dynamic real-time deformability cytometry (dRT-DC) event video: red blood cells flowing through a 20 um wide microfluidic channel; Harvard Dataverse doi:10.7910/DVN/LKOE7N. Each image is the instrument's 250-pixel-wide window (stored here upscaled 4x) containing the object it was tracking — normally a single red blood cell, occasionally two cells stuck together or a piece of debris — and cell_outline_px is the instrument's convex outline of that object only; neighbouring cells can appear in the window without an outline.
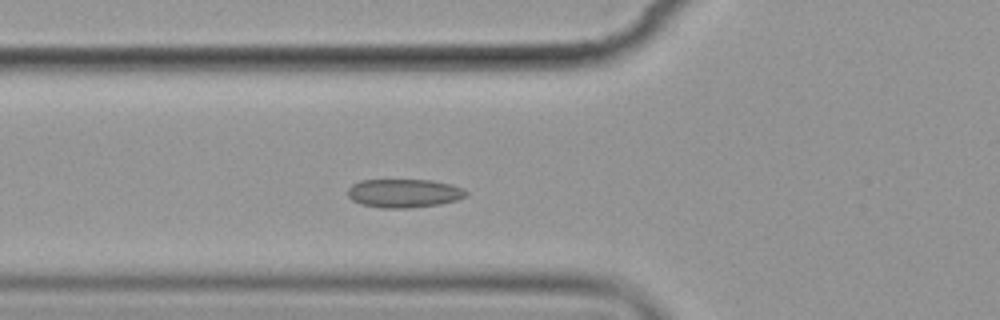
{"species": "common noctule bat (a hibernating species)", "species_latin": "Nyctalus noctula", "temperature_condition": "cold", "stored_images_in_passage": 3, "camera_frame_rate_fps": 3000, "um_per_image_px": 0.085, "animal": {"sex": "female", "body_mass_g": 19.9}, "frame": {"image": 1, "passage_image": 3, "time_ms": 2.333, "image_size_px": [1000, 320], "cell_outline_px": [[468, 196], [456, 200], [440, 204], [408, 208], [380, 208], [364, 204], [352, 200], [348, 196], [348, 188], [352, 184], [360, 180], [428, 180], [448, 184], [464, 188], [468, 192]], "centroid_in_image_um": [34.35, 16.42], "position_along_channel_um": 91.5, "area_um2": 19.65}}